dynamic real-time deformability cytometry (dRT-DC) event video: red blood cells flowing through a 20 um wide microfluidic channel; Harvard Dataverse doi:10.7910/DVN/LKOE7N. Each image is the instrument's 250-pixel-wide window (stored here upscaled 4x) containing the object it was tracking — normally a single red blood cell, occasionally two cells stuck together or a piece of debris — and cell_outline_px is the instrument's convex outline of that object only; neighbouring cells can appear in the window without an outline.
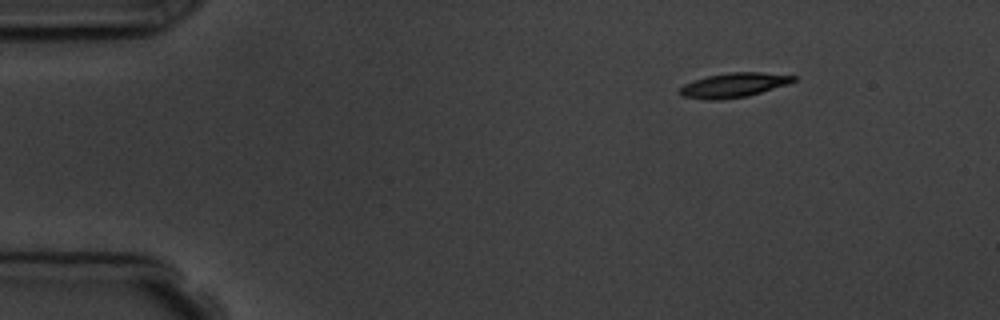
{"species": "common noctule bat (a hibernating species)", "species_latin": "Nyctalus noctula", "temperature_condition": "room temperature", "stored_images_in_passage": 5, "camera_frame_rate_fps": 3000, "um_per_image_px": 0.085, "animal": {"sex": "male", "body_mass_g": 19.5, "forearm_length_mm": 54.6}, "frame": {"image": 1, "passage_image": 1, "time_ms": 0.0, "image_size_px": [1000, 320], "cell_outline_px": [[796, 80], [788, 84], [748, 96], [720, 100], [704, 100], [680, 96], [680, 88], [684, 84], [708, 76], [728, 72], [760, 72], [796, 76]], "centroid_in_image_um": [62.36, 7.24], "position_along_channel_um": 22.6, "area_um2": 16.18}}
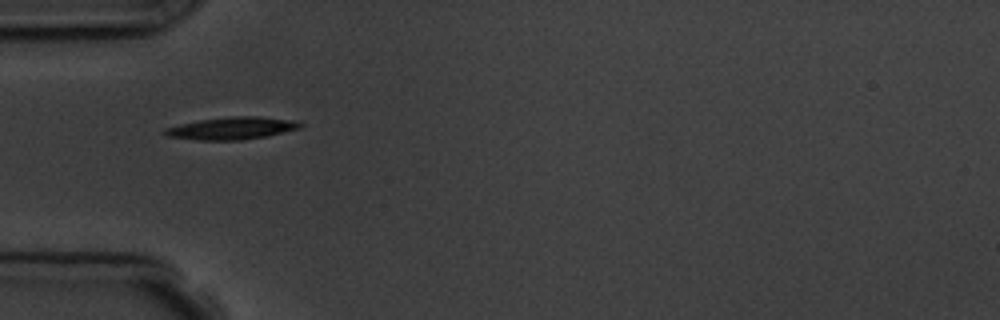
{"frame": {"image": 2, "passage_image": 4, "time_ms": 3.333, "image_size_px": [1000, 320], "cell_outline_px": [[304, 124], [300, 128], [264, 136], [240, 140], [200, 140], [168, 136], [164, 132], [164, 128], [180, 124], [200, 120], [232, 116], [260, 116], [300, 120]], "centroid_in_image_um": [19.77, 10.88], "position_along_channel_um": 65.2, "area_um2": 17.57}}